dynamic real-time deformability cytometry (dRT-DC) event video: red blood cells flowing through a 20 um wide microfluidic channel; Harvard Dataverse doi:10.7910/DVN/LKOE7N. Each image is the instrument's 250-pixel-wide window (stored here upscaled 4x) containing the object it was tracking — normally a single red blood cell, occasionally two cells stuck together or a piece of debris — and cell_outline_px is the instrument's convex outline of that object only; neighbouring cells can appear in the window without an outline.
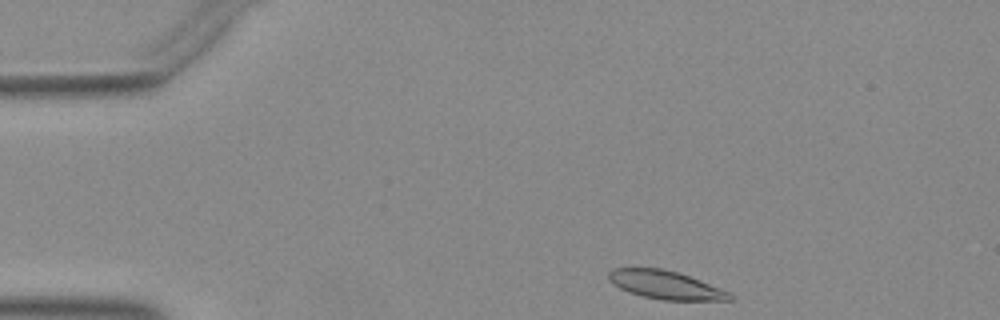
{"species": "Egyptian fruit bat (a non-hibernating species)", "species_latin": "Rousettus aegyptiacus", "temperature_condition": "warm", "stored_images_in_passage": 38, "camera_frame_rate_fps": 3000, "um_per_image_px": 0.085, "animal": {"sex": "female"}, "frame": {"image": 1, "passage_image": 1, "time_ms": 0.0, "image_size_px": [1000, 320], "cell_outline_px": [[736, 296], [732, 300], [664, 300], [644, 296], [628, 292], [620, 288], [608, 280], [608, 272], [612, 268], [664, 268], [700, 280], [732, 292]], "centroid_in_image_um": [56.61, 24.22], "position_along_channel_um": 28.4, "area_um2": 20.06}}
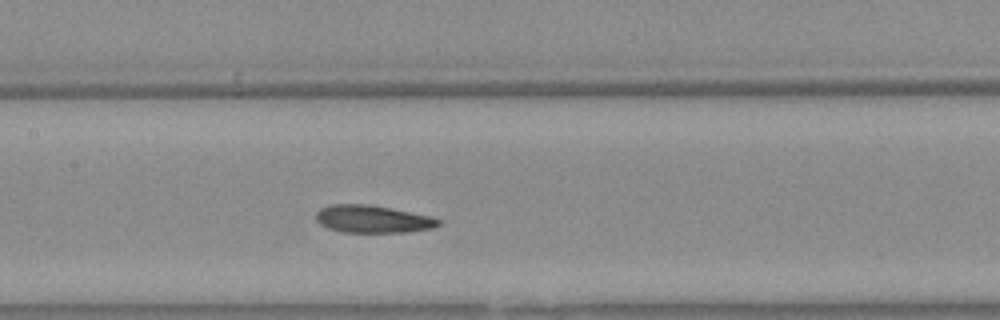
{"frame": {"image": 2, "passage_image": 17, "time_ms": 5.333, "image_size_px": [1000, 320], "cell_outline_px": [[440, 224], [432, 228], [408, 232], [340, 232], [328, 228], [320, 224], [316, 220], [316, 212], [320, 208], [328, 204], [368, 204], [428, 216], [440, 220]], "centroid_in_image_um": [31.6, 18.62], "position_along_channel_um": 175.8, "area_um2": 19.48}}
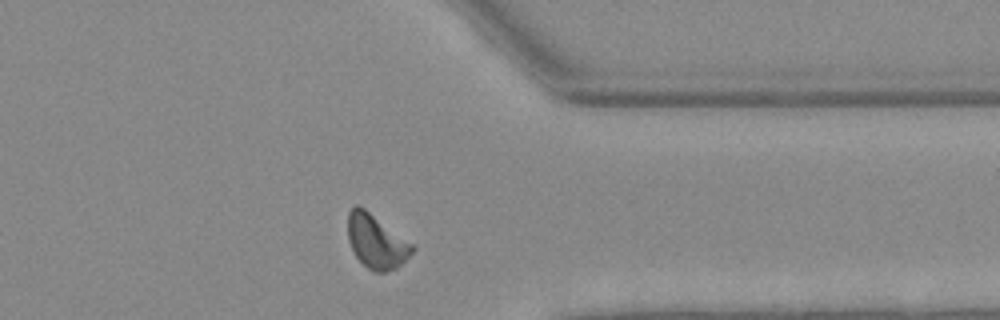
{"frame": {"image": 3, "passage_image": 33, "time_ms": 10.667, "image_size_px": [1000, 320], "cell_outline_px": [[416, 248], [396, 268], [384, 272], [376, 272], [368, 268], [356, 256], [348, 240], [348, 212], [356, 204], [360, 204], [412, 244]], "centroid_in_image_um": [31.96, 20.5], "position_along_channel_um": 379.4, "area_um2": 19.88}}